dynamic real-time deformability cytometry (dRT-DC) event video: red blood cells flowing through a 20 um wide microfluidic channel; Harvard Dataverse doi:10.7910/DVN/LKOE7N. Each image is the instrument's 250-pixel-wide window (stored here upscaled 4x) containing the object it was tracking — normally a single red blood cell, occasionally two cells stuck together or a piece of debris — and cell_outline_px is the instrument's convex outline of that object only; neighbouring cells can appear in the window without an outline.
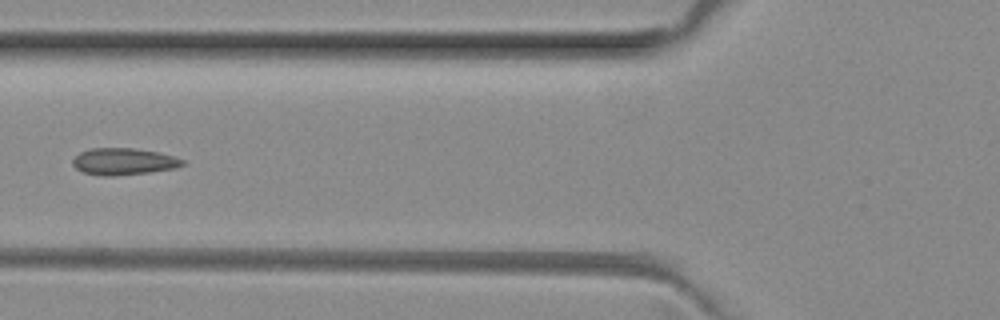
{"species": "common noctule bat (a hibernating species)", "species_latin": "Nyctalus noctula", "temperature_condition": "room temperature", "stored_images_in_passage": 6, "camera_frame_rate_fps": 3000, "um_per_image_px": 0.085, "animal": {"sex": "female", "body_mass_g": 29.2, "forearm_length_mm": 56.3}, "frame": {"image": 1, "passage_image": 6, "time_ms": 1.667, "image_size_px": [1000, 320], "cell_outline_px": [[184, 164], [176, 168], [148, 172], [116, 176], [100, 176], [84, 172], [76, 168], [72, 164], [72, 160], [80, 152], [92, 148], [132, 148], [156, 152], [172, 156], [184, 160]], "centroid_in_image_um": [10.48, 13.73], "position_along_channel_um": 115.3, "area_um2": 16.99}}